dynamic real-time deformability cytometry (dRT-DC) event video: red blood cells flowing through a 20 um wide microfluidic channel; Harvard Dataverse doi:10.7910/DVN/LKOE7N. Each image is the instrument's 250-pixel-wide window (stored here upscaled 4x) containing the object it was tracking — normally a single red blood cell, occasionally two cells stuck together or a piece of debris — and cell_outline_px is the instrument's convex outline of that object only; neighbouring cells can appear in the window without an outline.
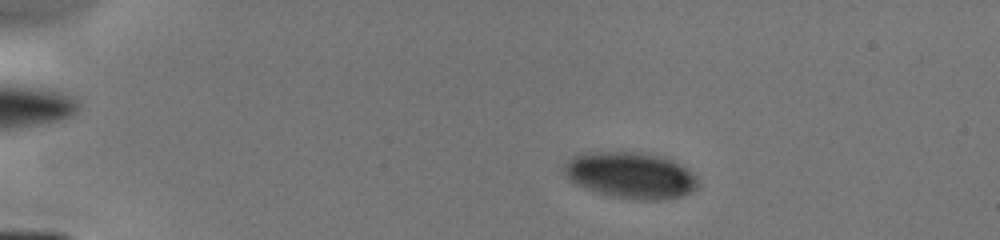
{"species": "human", "species_latin": "Homo sapiens", "temperature_condition": "cold", "stored_images_in_passage": 38, "camera_frame_rate_fps": 3000, "um_per_image_px": 0.085, "donor": {"sex": "male"}, "frame": {"image": 1, "passage_image": 8, "time_ms": 2.0, "image_size_px": [1000, 240], "cell_outline_px": [[700, 188], [692, 192], [680, 196], [660, 200], [632, 200], [612, 196], [576, 184], [568, 180], [564, 176], [560, 168], [572, 156], [588, 152], [644, 152], [660, 156], [672, 160], [688, 168], [696, 176], [700, 184]], "centroid_in_image_um": [53.62, 14.89], "position_along_channel_um": 31.4, "area_um2": 36.59}}
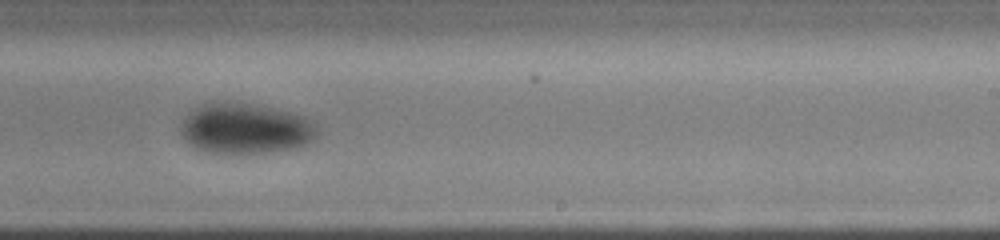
{"frame": {"image": 2, "passage_image": 30, "time_ms": 9.333, "image_size_px": [1000, 240], "cell_outline_px": [[320, 132], [312, 140], [304, 144], [292, 148], [264, 152], [208, 152], [196, 148], [184, 140], [180, 132], [180, 124], [184, 116], [188, 112], [204, 104], [224, 100], [272, 108], [292, 112], [304, 116], [312, 120], [316, 124]], "centroid_in_image_um": [20.84, 10.9], "position_along_channel_um": 268.2, "area_um2": 40.11}}
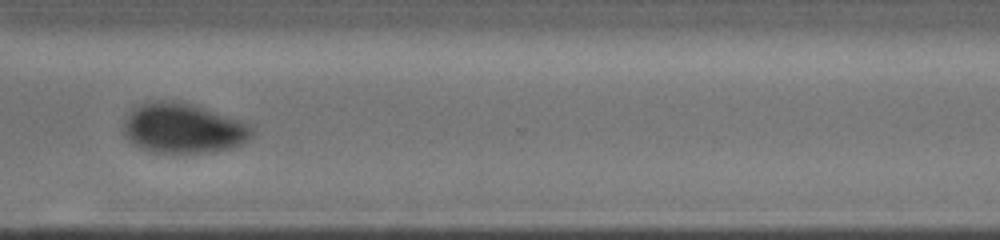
{"frame": {"image": 3, "passage_image": 37, "time_ms": 11.333, "image_size_px": [1000, 240], "cell_outline_px": [[252, 136], [244, 144], [232, 148], [204, 152], [156, 152], [140, 148], [132, 144], [124, 136], [124, 116], [132, 108], [148, 100], [172, 100], [192, 104], [240, 120], [248, 124], [252, 128]], "centroid_in_image_um": [15.52, 10.88], "position_along_channel_um": 355.1, "area_um2": 37.57}}